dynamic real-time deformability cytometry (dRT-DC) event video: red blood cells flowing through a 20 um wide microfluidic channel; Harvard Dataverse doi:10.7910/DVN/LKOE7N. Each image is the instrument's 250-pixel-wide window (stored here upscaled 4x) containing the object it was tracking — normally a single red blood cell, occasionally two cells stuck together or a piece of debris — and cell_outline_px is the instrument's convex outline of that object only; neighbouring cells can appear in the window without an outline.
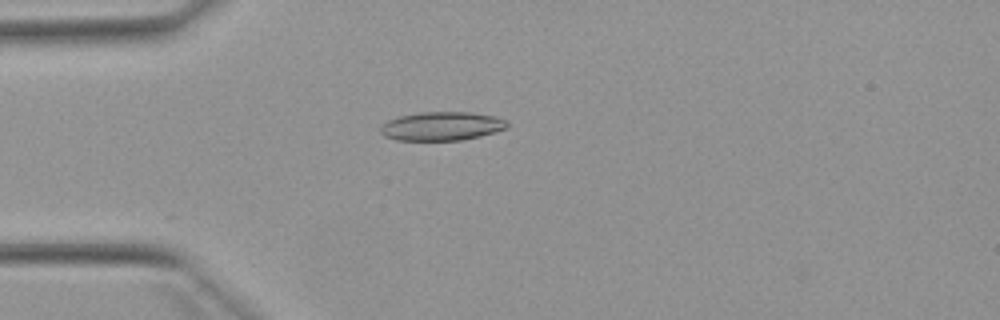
{"species": "Egyptian fruit bat (a non-hibernating species)", "species_latin": "Rousettus aegyptiacus", "temperature_condition": "warm", "stored_images_in_passage": 18, "camera_frame_rate_fps": 3000, "um_per_image_px": 0.085, "animal": {"sex": "female"}, "frame": {"image": 1, "passage_image": 3, "time_ms": 0.667, "image_size_px": [1000, 320], "cell_outline_px": [[508, 128], [496, 132], [480, 136], [460, 140], [396, 140], [384, 136], [380, 132], [380, 124], [388, 120], [400, 116], [420, 112], [468, 112], [492, 116], [504, 120], [508, 124]], "centroid_in_image_um": [37.51, 10.73], "position_along_channel_um": 47.5, "area_um2": 21.15}}
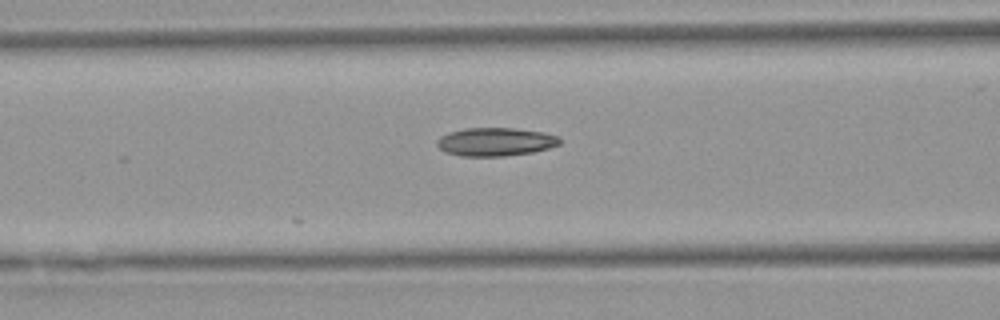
{"frame": {"image": 2, "passage_image": 10, "time_ms": 3.0, "image_size_px": [1000, 320], "cell_outline_px": [[560, 144], [548, 148], [532, 152], [504, 156], [460, 156], [444, 152], [436, 144], [436, 140], [440, 136], [448, 132], [464, 128], [516, 128], [544, 132], [560, 136]], "centroid_in_image_um": [42.1, 12.05], "position_along_channel_um": 124.5, "area_um2": 20.46}}
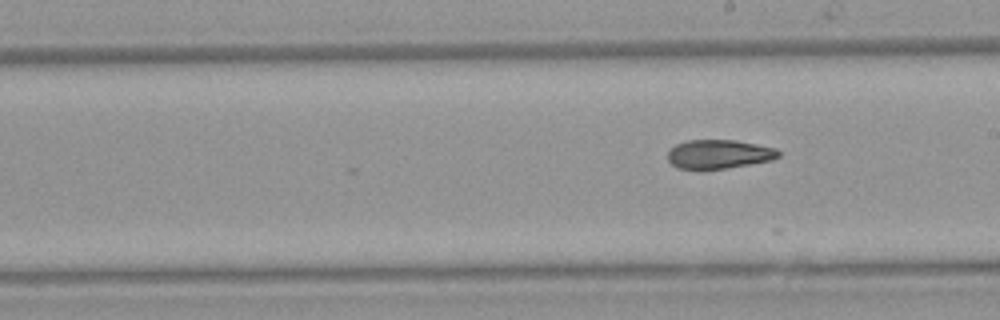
{"frame": {"image": 3, "passage_image": 18, "time_ms": 5.667, "image_size_px": [1000, 320], "cell_outline_px": [[780, 156], [772, 160], [704, 172], [700, 172], [676, 168], [668, 160], [668, 152], [676, 144], [688, 140], [736, 140], [776, 148], [780, 152]], "centroid_in_image_um": [61.07, 13.14], "position_along_channel_um": 227.9, "area_um2": 19.25}}